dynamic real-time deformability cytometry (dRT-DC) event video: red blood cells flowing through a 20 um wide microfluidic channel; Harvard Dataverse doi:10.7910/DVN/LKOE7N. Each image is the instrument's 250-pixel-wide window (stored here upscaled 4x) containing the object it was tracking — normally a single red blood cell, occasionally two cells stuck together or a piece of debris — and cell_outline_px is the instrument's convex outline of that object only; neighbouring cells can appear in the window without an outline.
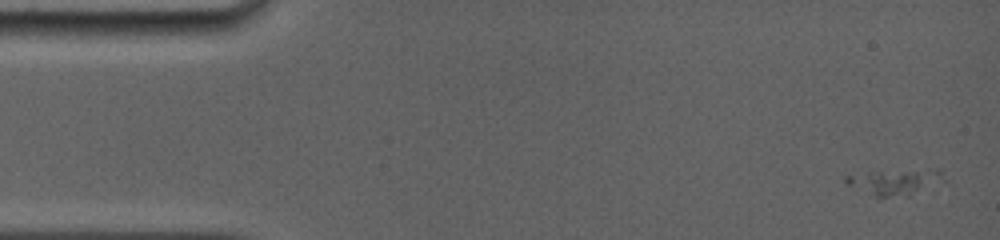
{"species": "common noctule bat (a hibernating species)", "species_latin": "Nyctalus noctula", "temperature_condition": "room temperature", "stored_images_in_passage": 2, "camera_frame_rate_fps": 5000, "um_per_image_px": 0.085, "animal": {"sex": "female", "body_mass_g": 19.0, "forearm_length_mm": 56.7}, "frame": {"image": 1, "passage_image": 2, "time_ms": 0.4, "image_size_px": [1000, 240], "cell_outline_px": [[928, 172], [916, 188], [908, 196], [876, 196], [848, 184], [844, 180], [844, 176], [876, 172], [928, 168]], "centroid_in_image_um": [75.5, 15.47], "position_along_channel_um": 9.5, "area_um2": 11.62}}